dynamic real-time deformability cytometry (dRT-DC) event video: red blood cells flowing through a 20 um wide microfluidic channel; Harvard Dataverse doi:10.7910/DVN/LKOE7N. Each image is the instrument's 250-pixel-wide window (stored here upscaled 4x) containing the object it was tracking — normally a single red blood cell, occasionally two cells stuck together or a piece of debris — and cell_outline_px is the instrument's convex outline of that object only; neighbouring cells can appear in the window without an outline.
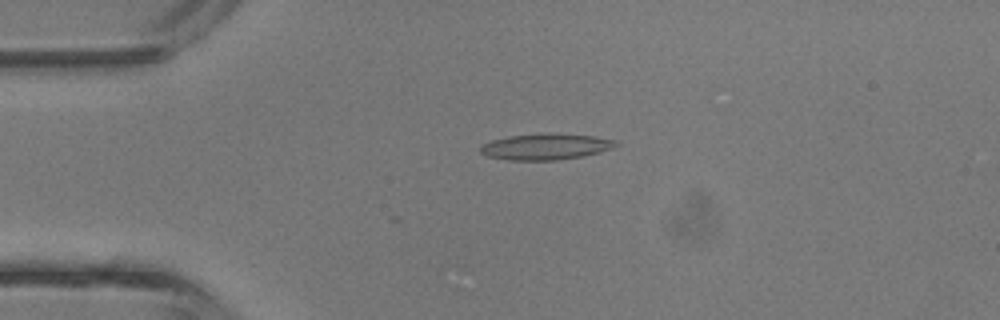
{"species": "common noctule bat (a hibernating species)", "species_latin": "Nyctalus noctula", "temperature_condition": "room temperature", "stored_images_in_passage": 41, "camera_frame_rate_fps": 3000, "um_per_image_px": 0.085, "animal": {"sex": "male", "body_mass_g": 13.3}, "frame": {"image": 1, "passage_image": 9, "time_ms": 2.667, "image_size_px": [1000, 320], "cell_outline_px": [[620, 144], [612, 148], [600, 152], [584, 156], [556, 160], [508, 160], [488, 156], [480, 152], [480, 144], [492, 140], [508, 136], [596, 136], [616, 140]], "centroid_in_image_um": [46.38, 12.52], "position_along_channel_um": 38.6, "area_um2": 19.65}}
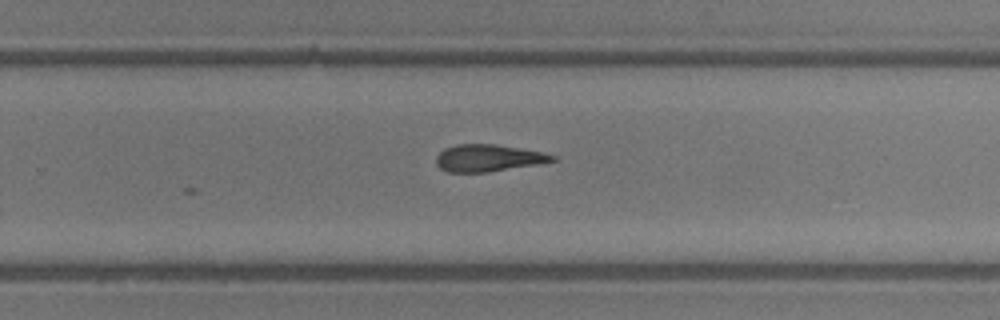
{"frame": {"image": 2, "passage_image": 26, "time_ms": 8.333, "image_size_px": [1000, 320], "cell_outline_px": [[556, 160], [540, 164], [488, 172], [448, 172], [440, 168], [436, 164], [436, 156], [444, 148], [456, 144], [496, 144], [544, 152], [556, 156]], "centroid_in_image_um": [41.51, 13.43], "position_along_channel_um": 288.3, "area_um2": 18.44}}
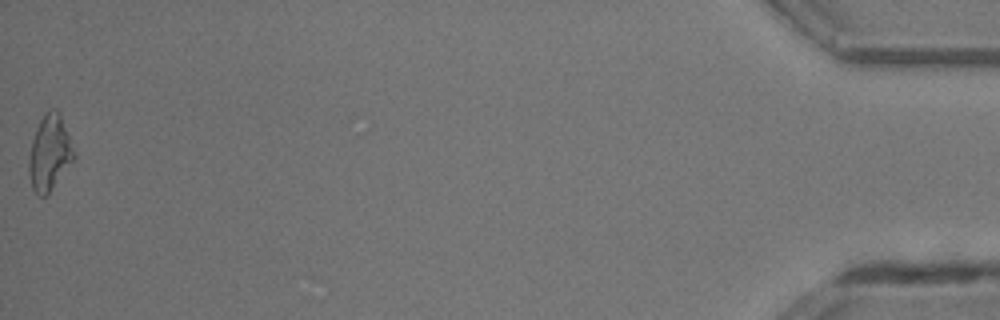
{"frame": {"image": 3, "passage_image": 41, "time_ms": 13.333, "image_size_px": [1000, 320], "cell_outline_px": [[76, 156], [48, 192], [44, 196], [36, 196], [32, 188], [28, 172], [28, 160], [32, 140], [36, 128], [44, 112], [48, 108], [56, 108], [60, 112]], "centroid_in_image_um": [4.19, 12.94], "position_along_channel_um": 431.0, "area_um2": 19.65}, "authors_computed_cell_mechanics": {"area_um2": 19.2474, "velocity_mm_per_s": 4.9506, "shape_relaxation_time_tau1_ms": 8.1963, "shape_relaxation_time_tau2_ms": 6.4722, "deformation_change_tau1": 0.2239, "deformation_change_tau2": 0.2251}}